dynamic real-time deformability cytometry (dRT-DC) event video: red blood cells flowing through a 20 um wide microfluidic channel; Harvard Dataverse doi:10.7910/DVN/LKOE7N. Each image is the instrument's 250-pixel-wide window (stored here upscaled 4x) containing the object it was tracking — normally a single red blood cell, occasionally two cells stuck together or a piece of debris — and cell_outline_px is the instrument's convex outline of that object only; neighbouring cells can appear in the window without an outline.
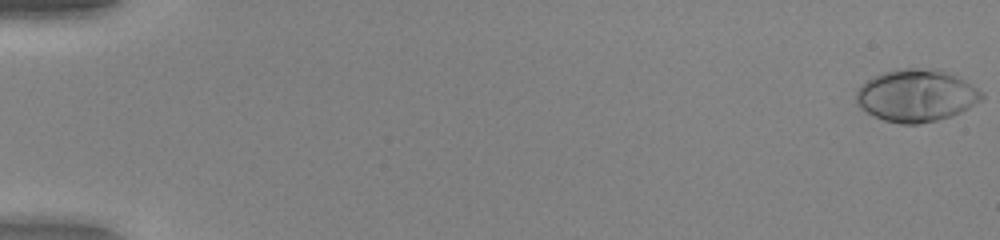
{"species": "human", "species_latin": "Homo sapiens", "temperature_condition": "warm", "stored_images_in_passage": 52, "camera_frame_rate_fps": 3000, "um_per_image_px": 0.085, "donor": {"sex": "female"}, "frame": {"image": 1, "passage_image": 1, "time_ms": 0.0, "image_size_px": [1000, 240], "cell_outline_px": [[984, 96], [980, 100], [968, 108], [952, 116], [936, 120], [916, 124], [900, 124], [884, 120], [860, 108], [856, 104], [856, 88], [880, 72], [896, 68], [940, 68], [952, 72], [984, 92]], "centroid_in_image_um": [77.89, 8.09], "position_along_channel_um": 7.1, "area_um2": 38.73}}
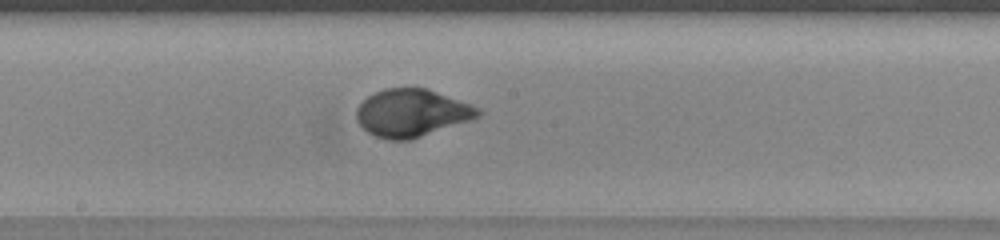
{"frame": {"image": 2, "passage_image": 30, "time_ms": 9.667, "image_size_px": [1000, 240], "cell_outline_px": [[484, 112], [480, 116], [472, 120], [412, 140], [388, 140], [376, 136], [368, 132], [356, 120], [356, 108], [368, 96], [384, 88], [428, 88], [480, 108]], "centroid_in_image_um": [35.03, 9.61], "position_along_channel_um": 213.2, "area_um2": 33.93}}
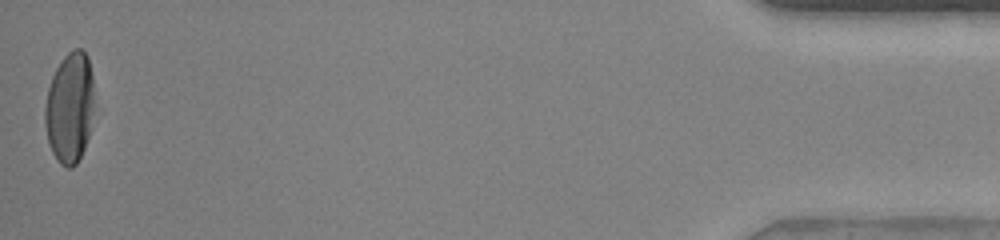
{"frame": {"image": 3, "passage_image": 52, "time_ms": 17.0, "image_size_px": [1000, 240], "cell_outline_px": [[92, 128], [84, 148], [76, 164], [72, 168], [68, 168], [60, 164], [56, 160], [48, 144], [44, 124], [44, 108], [48, 88], [52, 76], [56, 68], [64, 56], [72, 48], [80, 48], [88, 56], [92, 76]], "centroid_in_image_um": [5.9, 9.17], "position_along_channel_um": 429.3, "area_um2": 32.02}, "authors_computed_cell_mechanics": {"area_um2": 33.8708, "velocity_mm_per_s": 4.0844, "shape_relaxation_time_tau1_ms": 3.6303, "shape_relaxation_time_tau2_ms": null, "deformation_change_tau1": 0.2362, "deformation_change_tau2": null}}